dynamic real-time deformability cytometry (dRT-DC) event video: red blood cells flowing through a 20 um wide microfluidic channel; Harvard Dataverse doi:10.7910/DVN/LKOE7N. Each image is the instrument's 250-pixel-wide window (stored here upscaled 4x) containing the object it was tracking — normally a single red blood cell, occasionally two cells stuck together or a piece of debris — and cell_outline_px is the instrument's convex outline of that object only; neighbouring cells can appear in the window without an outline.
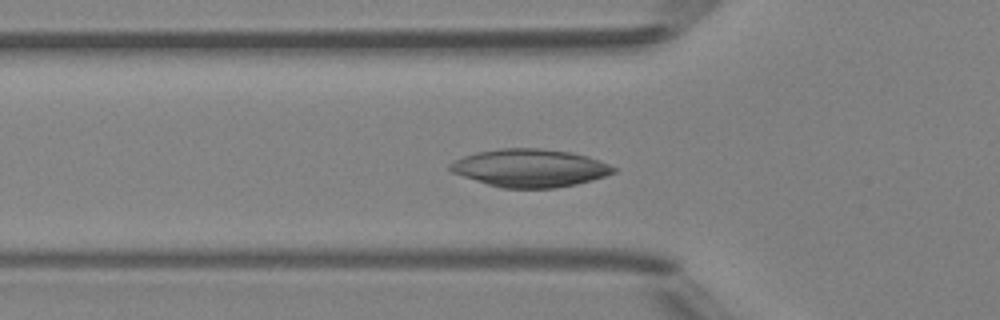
{"species": "Egyptian fruit bat (a non-hibernating species)", "species_latin": "Rousettus aegyptiacus", "temperature_condition": "room temperature", "stored_images_in_passage": 43, "camera_frame_rate_fps": 3000, "um_per_image_px": 0.085, "animal": {"sex": "female"}, "frame": {"image": 1, "passage_image": 16, "time_ms": 5.0, "image_size_px": [1000, 320], "cell_outline_px": [[620, 168], [616, 172], [592, 180], [576, 184], [556, 188], [500, 188], [452, 172], [448, 168], [448, 164], [464, 156], [476, 152], [500, 148], [540, 148], [572, 152], [588, 156], [600, 160]], "centroid_in_image_um": [45.1, 14.27], "position_along_channel_um": 80.7, "area_um2": 36.24}}
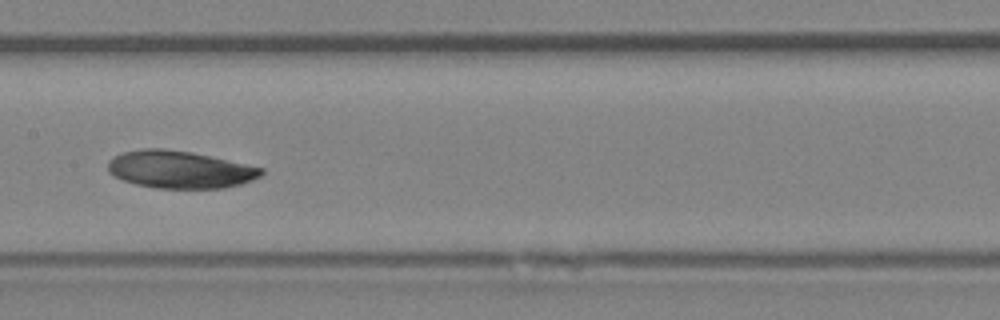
{"frame": {"image": 2, "passage_image": 24, "time_ms": 7.667, "image_size_px": [1000, 320], "cell_outline_px": [[264, 172], [260, 176], [252, 180], [240, 184], [224, 188], [156, 188], [136, 184], [124, 180], [108, 172], [108, 160], [112, 156], [124, 152], [144, 148], [164, 148], [192, 152], [264, 168]], "centroid_in_image_um": [15.27, 14.4], "position_along_channel_um": 192.1, "area_um2": 33.41}}
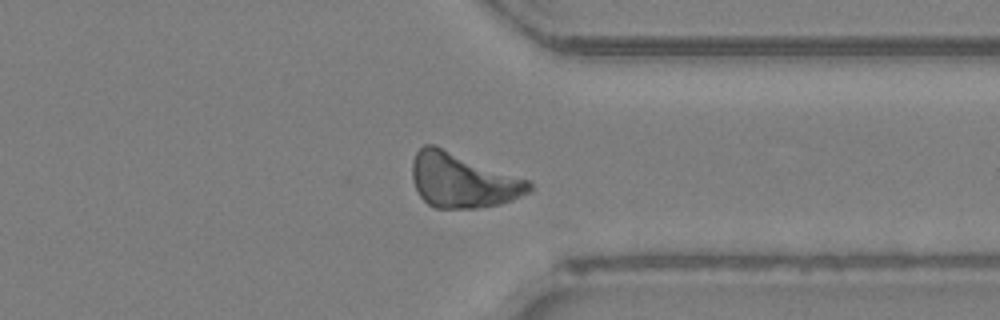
{"frame": {"image": 3, "passage_image": 37, "time_ms": 12.0, "image_size_px": [1000, 320], "cell_outline_px": [[532, 192], [512, 200], [500, 204], [476, 208], [436, 208], [428, 204], [420, 196], [412, 180], [412, 160], [416, 152], [424, 144], [436, 144], [532, 180]], "centroid_in_image_um": [39.37, 15.3], "position_along_channel_um": 372.0, "area_um2": 38.09}}